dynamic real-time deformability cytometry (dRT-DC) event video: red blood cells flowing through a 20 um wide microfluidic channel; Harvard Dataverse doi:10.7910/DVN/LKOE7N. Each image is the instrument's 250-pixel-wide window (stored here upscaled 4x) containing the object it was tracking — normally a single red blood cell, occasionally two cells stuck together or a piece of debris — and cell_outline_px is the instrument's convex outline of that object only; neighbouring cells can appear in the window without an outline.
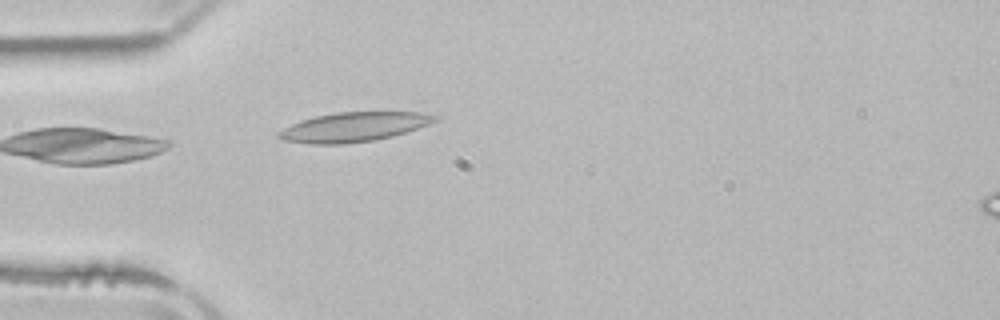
{"species": "common noctule bat (a hibernating species)", "species_latin": "Nyctalus noctula", "temperature_condition": "room temperature", "stored_images_in_passage": 2, "camera_frame_rate_fps": 3000, "um_per_image_px": 0.085, "animal": {"sex": "male", "body_mass_g": 21.5, "forearm_length_mm": 52.0}, "frame": {"image": 1, "passage_image": 2, "time_ms": 1.333, "image_size_px": [1000, 320], "cell_outline_px": [[440, 116], [436, 120], [428, 124], [392, 136], [372, 140], [344, 144], [312, 144], [284, 140], [276, 136], [284, 128], [300, 120], [316, 116], [336, 112], [424, 112]], "centroid_in_image_um": [30.07, 10.78], "position_along_channel_um": 54.9, "area_um2": 26.47}}